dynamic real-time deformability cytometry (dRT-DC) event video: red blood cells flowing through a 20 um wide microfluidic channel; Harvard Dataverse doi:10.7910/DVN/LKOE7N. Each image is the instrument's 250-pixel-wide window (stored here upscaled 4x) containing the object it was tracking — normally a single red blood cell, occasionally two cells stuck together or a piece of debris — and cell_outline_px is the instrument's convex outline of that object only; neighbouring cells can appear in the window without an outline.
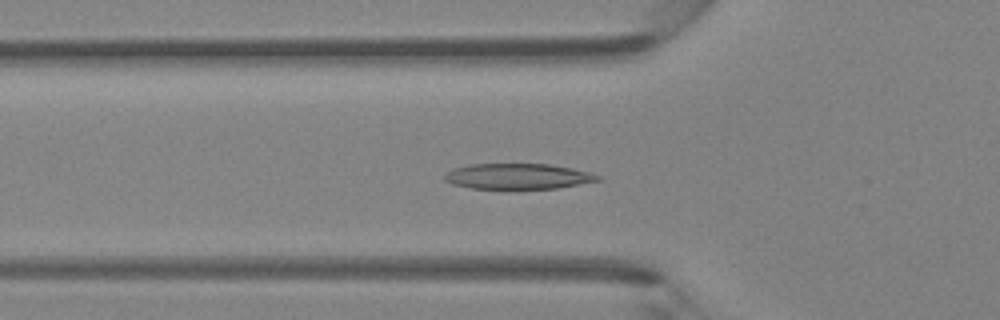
{"species": "Egyptian fruit bat (a non-hibernating species)", "species_latin": "Rousettus aegyptiacus", "temperature_condition": "room temperature", "stored_images_in_passage": 47, "camera_frame_rate_fps": 3000, "um_per_image_px": 0.085, "animal": {"sex": "female"}, "frame": {"image": 1, "passage_image": 16, "time_ms": 5.0, "image_size_px": [1000, 320], "cell_outline_px": [[600, 180], [556, 188], [472, 188], [452, 184], [444, 180], [444, 176], [452, 168], [472, 164], [552, 164], [572, 168], [588, 172], [600, 176]], "centroid_in_image_um": [43.99, 14.97], "position_along_channel_um": 81.8, "area_um2": 22.54}}
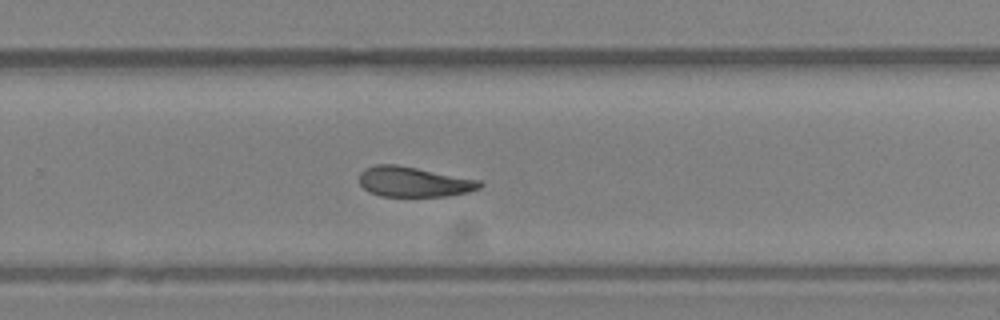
{"frame": {"image": 2, "passage_image": 31, "time_ms": 10.0, "image_size_px": [1000, 320], "cell_outline_px": [[484, 184], [480, 188], [468, 192], [448, 196], [380, 196], [368, 192], [360, 184], [360, 172], [364, 168], [376, 164], [396, 164], [480, 180]], "centroid_in_image_um": [35.16, 15.45], "position_along_channel_um": 294.6, "area_um2": 21.21}}
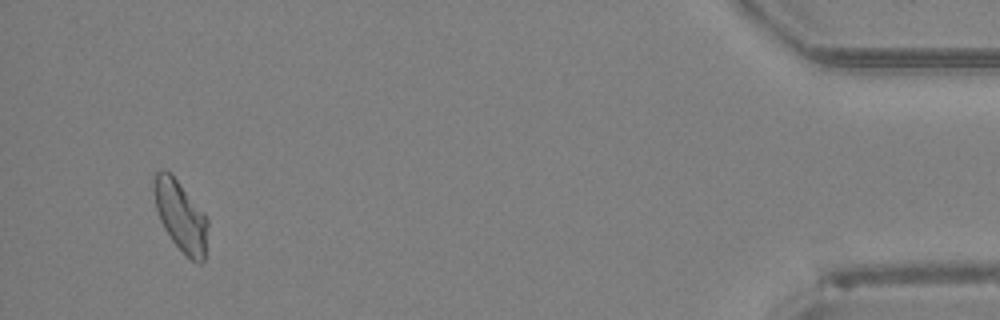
{"frame": {"image": 3, "passage_image": 45, "time_ms": 14.667, "image_size_px": [1000, 320], "cell_outline_px": [[208, 224], [204, 260], [200, 264], [192, 260], [172, 240], [164, 228], [160, 220], [156, 208], [152, 188], [152, 180], [156, 172], [160, 168], [164, 168], [180, 184], [204, 212], [208, 220]], "centroid_in_image_um": [15.33, 18.32], "position_along_channel_um": 419.9, "area_um2": 21.96}, "authors_computed_cell_mechanics": {"area_um2": 22.4264, "velocity_mm_per_s": 4.2634, "shape_relaxation_time_tau1_ms": 5.9821, "shape_relaxation_time_tau2_ms": 3.0881, "deformation_change_tau1": 0.1873, "deformation_change_tau2": 0.1117}}